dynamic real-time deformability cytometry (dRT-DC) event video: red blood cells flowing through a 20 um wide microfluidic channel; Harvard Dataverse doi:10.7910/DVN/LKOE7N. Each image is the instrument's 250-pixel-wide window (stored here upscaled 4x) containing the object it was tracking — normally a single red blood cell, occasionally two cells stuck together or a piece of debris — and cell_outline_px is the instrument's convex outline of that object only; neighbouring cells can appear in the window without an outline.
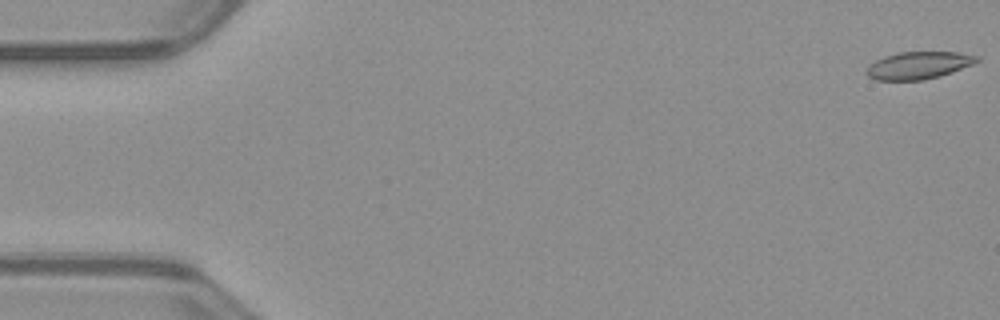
{"species": "common noctule bat (a hibernating species)", "species_latin": "Nyctalus noctula", "temperature_condition": "warm", "stored_images_in_passage": 52, "camera_frame_rate_fps": 3000, "um_per_image_px": 0.085, "animal": {"sex": "male", "body_mass_g": 23.1, "forearm_length_mm": 52.7}, "frame": {"image": 1, "passage_image": 1, "time_ms": 0.0, "image_size_px": [1000, 320], "cell_outline_px": [[980, 60], [972, 64], [940, 76], [924, 80], [876, 80], [868, 76], [864, 72], [868, 64], [884, 56], [900, 52], [956, 52], [980, 56]], "centroid_in_image_um": [78.03, 5.55], "position_along_channel_um": 7.0, "area_um2": 17.63}}
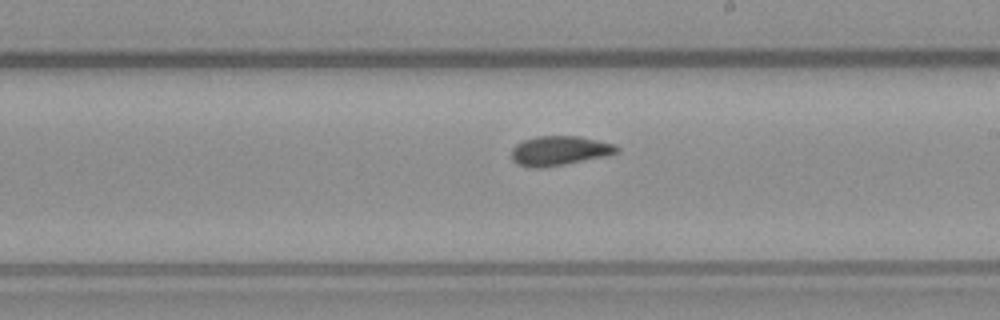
{"frame": {"image": 2, "passage_image": 30, "time_ms": 9.667, "image_size_px": [1000, 320], "cell_outline_px": [[620, 148], [616, 152], [604, 156], [564, 164], [540, 168], [528, 168], [516, 164], [512, 160], [512, 148], [516, 144], [524, 140], [536, 136], [580, 136], [616, 144]], "centroid_in_image_um": [47.52, 12.81], "position_along_channel_um": 241.5, "area_um2": 18.09}}
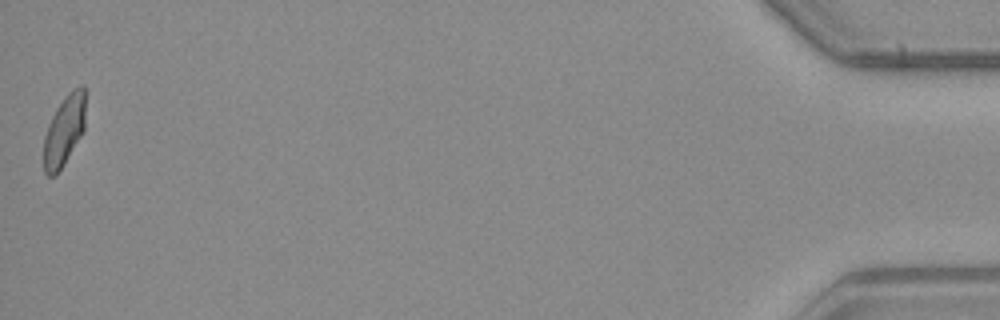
{"frame": {"image": 3, "passage_image": 52, "time_ms": 17.0, "image_size_px": [1000, 320], "cell_outline_px": [[84, 128], [80, 136], [64, 164], [56, 176], [48, 176], [44, 172], [44, 136], [48, 124], [56, 108], [64, 96], [72, 88], [80, 84], [84, 84]], "centroid_in_image_um": [5.44, 11.07], "position_along_channel_um": 429.8, "area_um2": 17.11}, "authors_computed_cell_mechanics": {"area_um2": 17.9469, "velocity_mm_per_s": 3.9909, "shape_relaxation_time_tau1_ms": null, "shape_relaxation_time_tau2_ms": 1.8163, "deformation_change_tau1": null, "deformation_change_tau2": 0.0563}}